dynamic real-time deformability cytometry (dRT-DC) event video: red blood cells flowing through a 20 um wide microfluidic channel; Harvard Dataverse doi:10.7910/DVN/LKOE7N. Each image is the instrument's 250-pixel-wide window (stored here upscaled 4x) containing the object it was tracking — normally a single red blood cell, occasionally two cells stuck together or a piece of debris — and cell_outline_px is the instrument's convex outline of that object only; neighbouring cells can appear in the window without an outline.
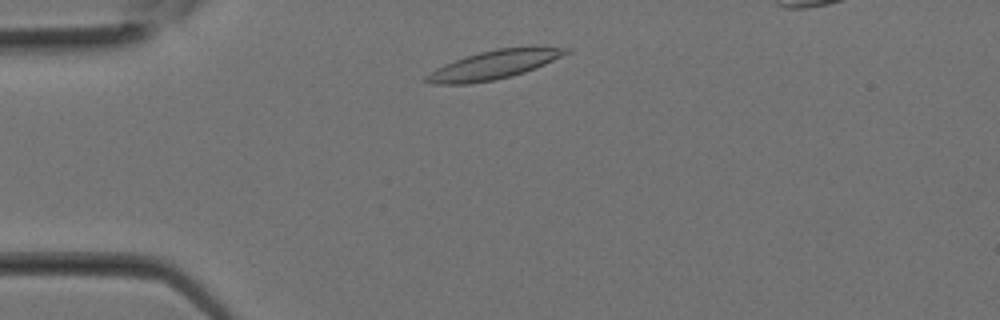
{"species": "Egyptian fruit bat (a non-hibernating species)", "species_latin": "Rousettus aegyptiacus", "temperature_condition": "room temperature", "stored_images_in_passage": 21, "camera_frame_rate_fps": 3000, "um_per_image_px": 0.085, "animal": {"sex": "female"}, "frame": {"image": 1, "passage_image": 2, "time_ms": 0.333, "image_size_px": [1000, 320], "cell_outline_px": [[572, 52], [544, 64], [524, 72], [512, 76], [492, 80], [468, 84], [432, 84], [420, 80], [424, 76], [436, 68], [444, 64], [464, 56], [496, 48], [532, 44], [572, 48]], "centroid_in_image_um": [42.04, 5.46], "position_along_channel_um": 43.0, "area_um2": 24.16}}
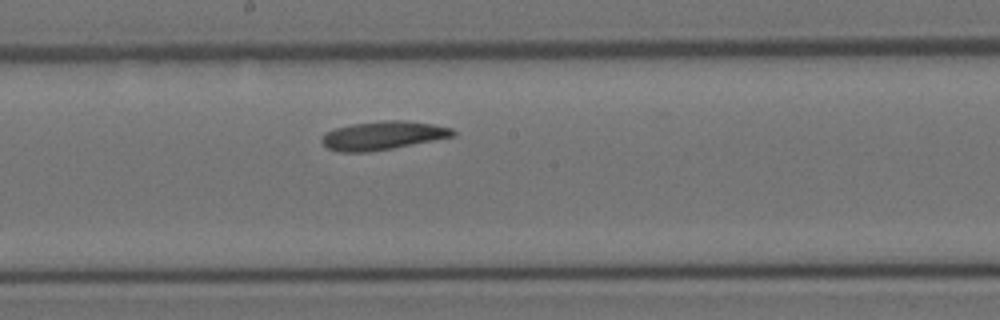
{"frame": {"image": 2, "passage_image": 10, "time_ms": 3.0, "image_size_px": [1000, 320], "cell_outline_px": [[456, 136], [392, 148], [368, 152], [340, 152], [328, 148], [320, 140], [328, 132], [336, 128], [352, 124], [384, 120], [404, 120], [432, 124], [452, 128], [456, 132]], "centroid_in_image_um": [32.58, 11.51], "position_along_channel_um": 215.6, "area_um2": 21.62}}
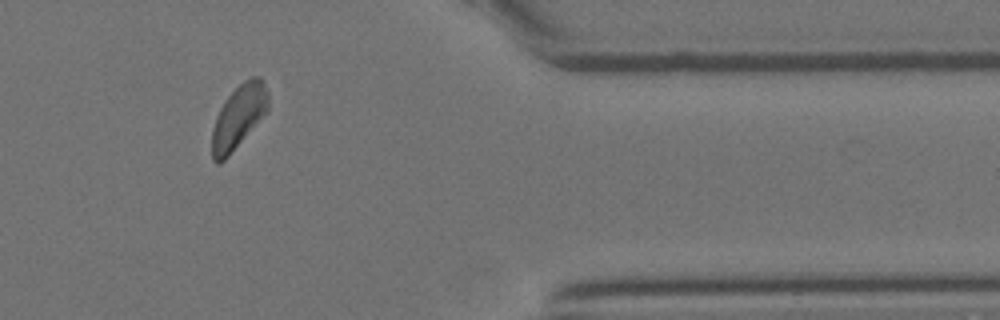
{"frame": {"image": 3, "passage_image": 18, "time_ms": 5.667, "image_size_px": [1000, 320], "cell_outline_px": [[268, 112], [228, 156], [220, 164], [216, 164], [212, 160], [212, 128], [216, 116], [224, 100], [244, 80], [252, 76], [260, 76], [268, 92]], "centroid_in_image_um": [20.28, 9.93], "position_along_channel_um": 391.1, "area_um2": 20.87}}